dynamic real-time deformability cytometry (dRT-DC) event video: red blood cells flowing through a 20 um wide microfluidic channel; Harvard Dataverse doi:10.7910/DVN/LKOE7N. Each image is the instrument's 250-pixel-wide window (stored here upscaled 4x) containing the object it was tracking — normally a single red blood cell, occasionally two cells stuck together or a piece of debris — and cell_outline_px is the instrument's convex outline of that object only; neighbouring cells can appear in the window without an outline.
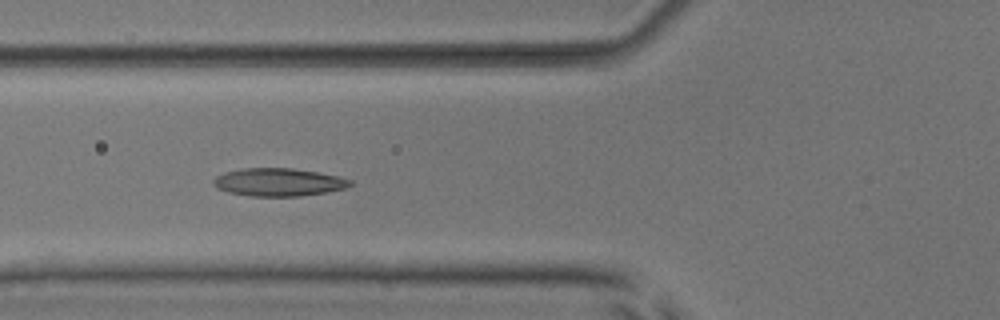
{"species": "common noctule bat (a hibernating species)", "species_latin": "Nyctalus noctula", "temperature_condition": "room temperature", "stored_images_in_passage": 8, "camera_frame_rate_fps": 3000, "um_per_image_px": 0.085, "animal": {"sex": "male", "body_mass_g": 17.9, "forearm_length_mm": 54.2}, "frame": {"image": 1, "passage_image": 6, "time_ms": 6.667, "image_size_px": [1000, 320], "cell_outline_px": [[352, 184], [348, 188], [328, 192], [300, 196], [248, 196], [228, 192], [216, 188], [212, 184], [212, 180], [216, 176], [224, 172], [244, 168], [292, 168], [320, 172], [352, 180]], "centroid_in_image_um": [23.67, 15.49], "position_along_channel_um": 102.1, "area_um2": 22.48}}
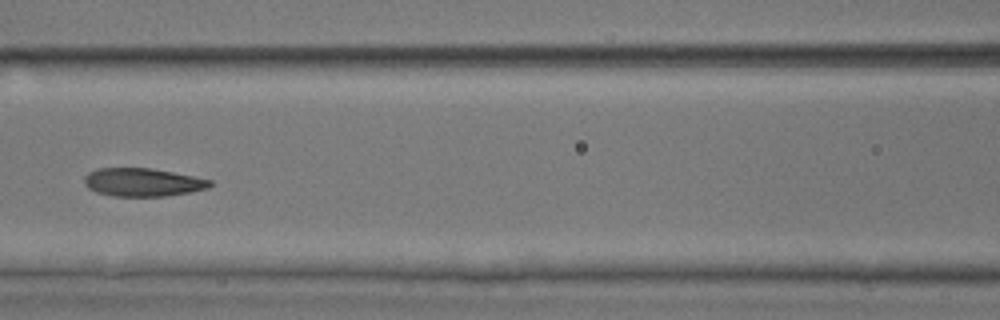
{"frame": {"image": 2, "passage_image": 7, "time_ms": 8.0, "image_size_px": [1000, 320], "cell_outline_px": [[212, 184], [208, 188], [188, 192], [164, 196], [112, 196], [96, 192], [88, 188], [84, 184], [84, 176], [88, 172], [96, 168], [152, 168], [212, 180]], "centroid_in_image_um": [12.08, 15.49], "position_along_channel_um": 154.5, "area_um2": 20.63}}